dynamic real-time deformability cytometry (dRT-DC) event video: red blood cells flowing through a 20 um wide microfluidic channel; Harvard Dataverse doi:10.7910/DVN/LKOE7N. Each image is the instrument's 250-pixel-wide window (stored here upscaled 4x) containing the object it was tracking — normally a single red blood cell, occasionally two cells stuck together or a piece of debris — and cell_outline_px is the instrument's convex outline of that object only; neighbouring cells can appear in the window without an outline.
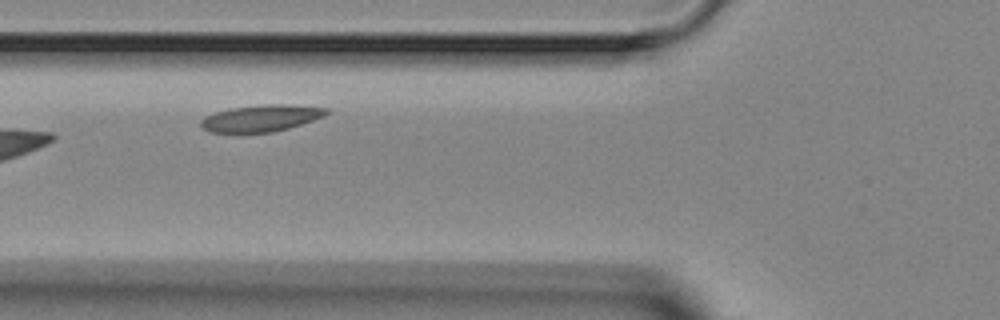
{"species": "Egyptian fruit bat (a non-hibernating species)", "species_latin": "Rousettus aegyptiacus", "temperature_condition": "room temperature", "stored_images_in_passage": 5, "camera_frame_rate_fps": 3000, "um_per_image_px": 0.085, "animal": {"sex": "female"}, "frame": {"image": 1, "passage_image": 4, "time_ms": 4.333, "image_size_px": [1000, 320], "cell_outline_px": [[328, 112], [324, 116], [288, 128], [272, 132], [240, 136], [208, 132], [200, 124], [200, 120], [204, 116], [212, 112], [228, 108], [264, 104], [288, 104], [328, 108]], "centroid_in_image_um": [22.06, 10.09], "position_along_channel_um": 103.7, "area_um2": 20.46}}
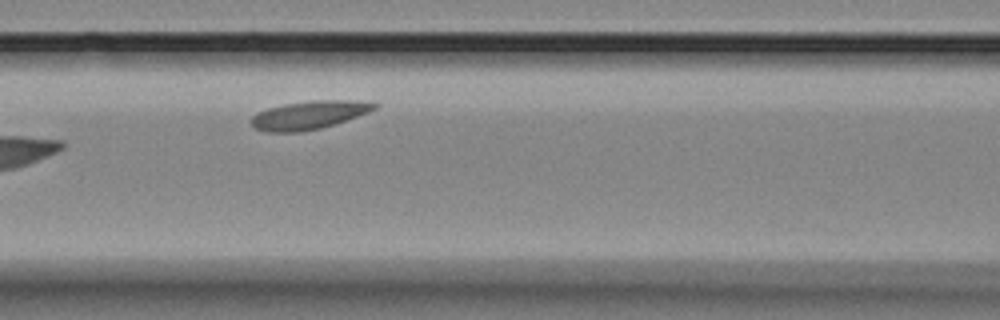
{"frame": {"image": 2, "passage_image": 5, "time_ms": 5.333, "image_size_px": [1000, 320], "cell_outline_px": [[380, 104], [376, 108], [368, 112], [320, 128], [300, 132], [264, 132], [256, 128], [248, 120], [256, 112], [268, 108], [284, 104], [312, 100], [360, 100]], "centroid_in_image_um": [26.22, 9.77], "position_along_channel_um": 140.4, "area_um2": 20.29}}